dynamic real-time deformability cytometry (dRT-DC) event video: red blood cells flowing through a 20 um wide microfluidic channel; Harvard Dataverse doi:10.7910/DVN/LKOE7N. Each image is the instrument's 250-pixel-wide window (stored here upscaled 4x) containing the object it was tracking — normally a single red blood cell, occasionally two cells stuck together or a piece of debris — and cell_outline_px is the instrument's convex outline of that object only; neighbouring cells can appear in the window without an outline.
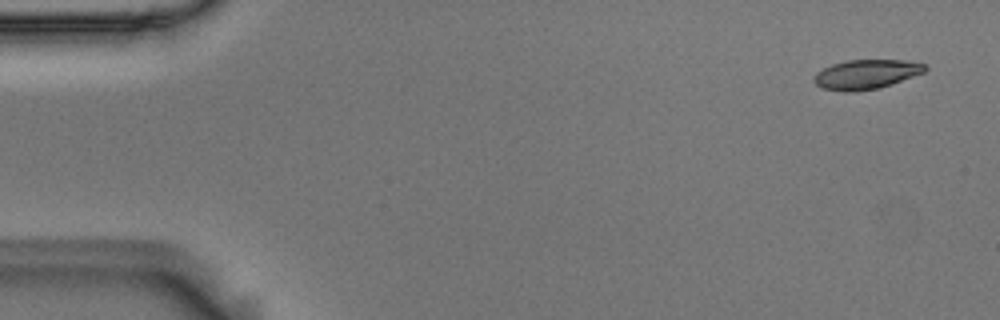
{"species": "Egyptian fruit bat (a non-hibernating species)", "species_latin": "Rousettus aegyptiacus", "temperature_condition": "room temperature", "stored_images_in_passage": 53, "camera_frame_rate_fps": 3000, "um_per_image_px": 0.085, "animal": {"sex": "male"}, "frame": {"image": 1, "passage_image": 1, "time_ms": 0.0, "image_size_px": [1000, 320], "cell_outline_px": [[928, 68], [924, 72], [892, 84], [880, 88], [852, 92], [844, 92], [820, 88], [812, 80], [812, 76], [816, 72], [832, 64], [848, 60], [904, 60], [924, 64]], "centroid_in_image_um": [73.58, 6.33], "position_along_channel_um": 11.4, "area_um2": 19.19}}
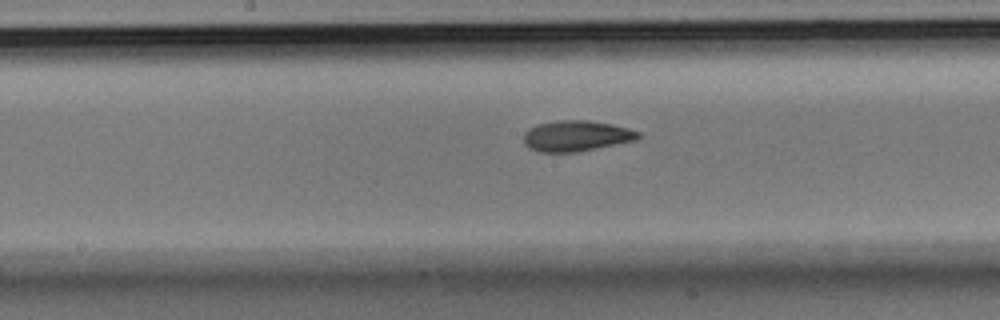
{"frame": {"image": 2, "passage_image": 26, "time_ms": 8.333, "image_size_px": [1000, 320], "cell_outline_px": [[640, 136], [636, 140], [576, 152], [540, 152], [528, 148], [524, 144], [524, 132], [528, 128], [536, 124], [560, 120], [588, 120], [612, 124], [628, 128], [640, 132]], "centroid_in_image_um": [48.95, 11.55], "position_along_channel_um": 199.2, "area_um2": 20.58}}
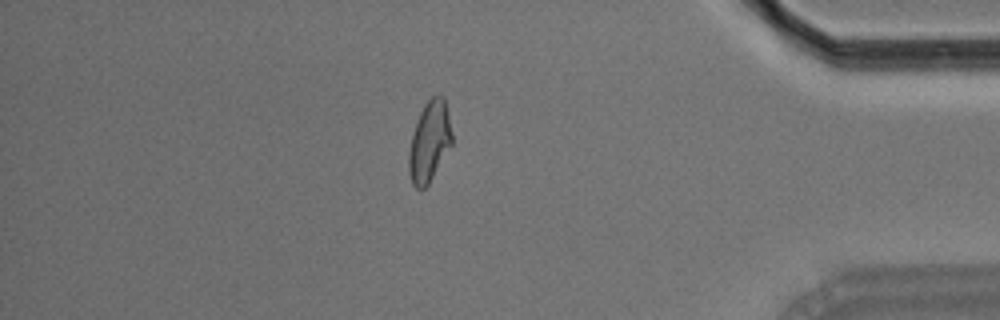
{"frame": {"image": 3, "passage_image": 45, "time_ms": 14.667, "image_size_px": [1000, 320], "cell_outline_px": [[452, 144], [428, 184], [424, 188], [416, 188], [412, 184], [408, 172], [408, 152], [412, 136], [420, 112], [424, 104], [432, 96], [440, 92], [444, 96], [452, 132]], "centroid_in_image_um": [36.5, 12.01], "position_along_channel_um": 398.7, "area_um2": 20.23}}